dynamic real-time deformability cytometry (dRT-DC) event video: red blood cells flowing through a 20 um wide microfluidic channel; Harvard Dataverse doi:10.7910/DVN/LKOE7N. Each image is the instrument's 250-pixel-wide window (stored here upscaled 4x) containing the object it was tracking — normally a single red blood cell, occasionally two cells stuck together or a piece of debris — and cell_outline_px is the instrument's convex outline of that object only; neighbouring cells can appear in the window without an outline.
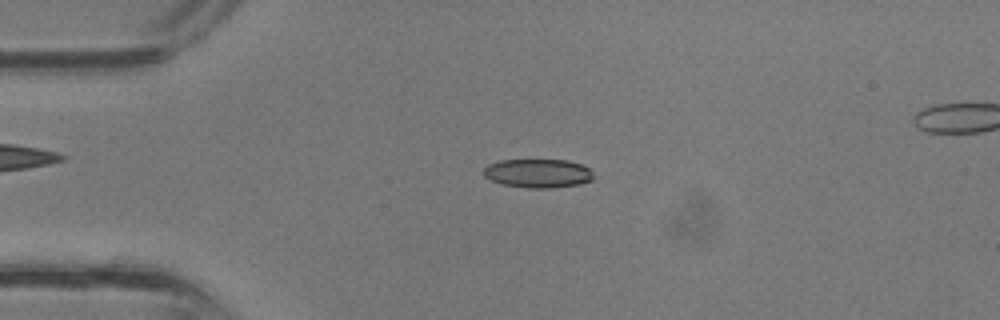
{"species": "common noctule bat (a hibernating species)", "species_latin": "Nyctalus noctula", "temperature_condition": "room temperature", "stored_images_in_passage": 37, "segment_of_instrument_passage": [1, 2], "camera_frame_rate_fps": 3000, "um_per_image_px": 0.085, "animal": {"sex": "male", "body_mass_g": 13.3}, "frame": {"image": 1, "passage_image": 8, "time_ms": 2.333, "image_size_px": [1000, 320], "cell_outline_px": [[592, 180], [580, 184], [552, 188], [528, 188], [504, 184], [492, 180], [484, 176], [484, 168], [488, 164], [500, 160], [568, 160], [580, 164], [588, 168], [592, 172]], "centroid_in_image_um": [45.73, 14.73], "position_along_channel_um": 39.3, "area_um2": 18.32}}
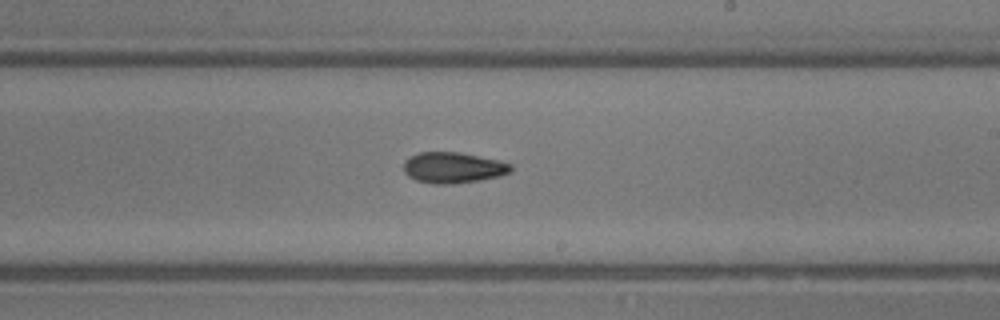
{"frame": {"image": 2, "passage_image": 21, "time_ms": 6.667, "image_size_px": [1000, 320], "cell_outline_px": [[512, 168], [508, 172], [500, 176], [480, 180], [452, 184], [432, 184], [416, 180], [408, 176], [404, 172], [404, 160], [420, 152], [460, 152], [500, 160], [512, 164]], "centroid_in_image_um": [38.51, 14.25], "position_along_channel_um": 250.5, "area_um2": 19.36}}
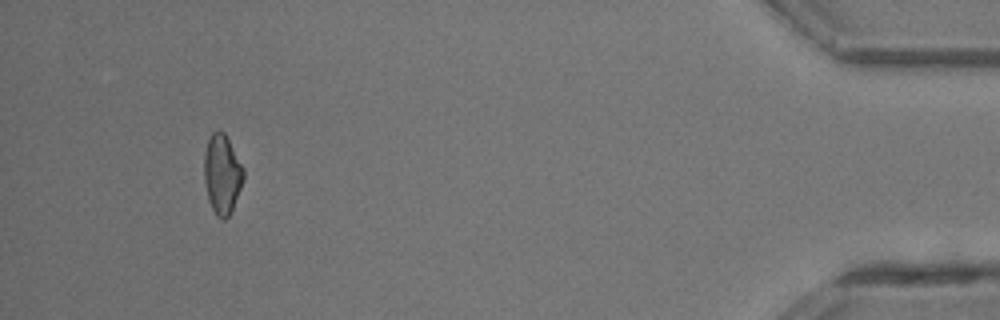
{"frame": {"image": 3, "passage_image": 34, "time_ms": 11.0, "image_size_px": [1000, 320], "cell_outline_px": [[244, 180], [232, 208], [228, 216], [224, 220], [220, 220], [216, 216], [208, 200], [204, 180], [204, 152], [208, 140], [212, 132], [220, 128], [224, 132], [244, 168]], "centroid_in_image_um": [18.87, 14.79], "position_along_channel_um": 416.3, "area_um2": 18.32}}